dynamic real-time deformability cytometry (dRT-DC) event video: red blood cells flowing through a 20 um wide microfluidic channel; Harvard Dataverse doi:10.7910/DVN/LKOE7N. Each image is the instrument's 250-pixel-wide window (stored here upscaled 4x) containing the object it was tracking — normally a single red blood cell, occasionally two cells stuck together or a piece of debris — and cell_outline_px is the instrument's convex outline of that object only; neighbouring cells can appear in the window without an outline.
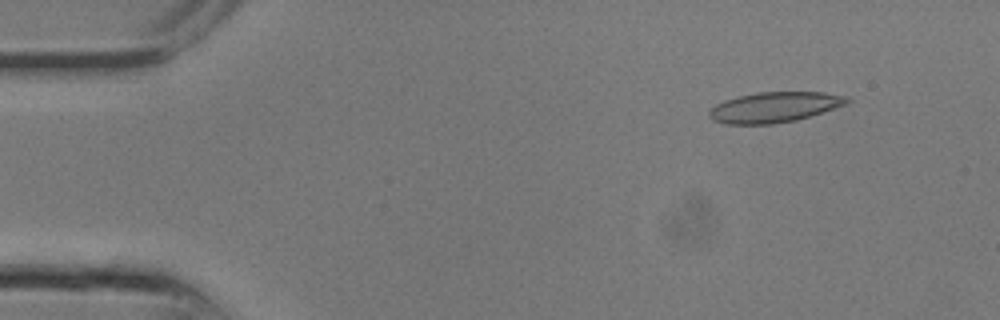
{"species": "common noctule bat (a hibernating species)", "species_latin": "Nyctalus noctula", "temperature_condition": "room temperature", "stored_images_in_passage": 11, "camera_frame_rate_fps": 3000, "um_per_image_px": 0.085, "animal": {"sex": "male", "body_mass_g": 13.3}, "frame": {"image": 1, "passage_image": 3, "time_ms": 0.667, "image_size_px": [1000, 320], "cell_outline_px": [[852, 100], [848, 104], [796, 120], [772, 124], [724, 124], [712, 120], [708, 116], [708, 112], [716, 104], [724, 100], [740, 96], [760, 92], [824, 92], [848, 96]], "centroid_in_image_um": [65.85, 9.11], "position_along_channel_um": 19.2, "area_um2": 24.45}}
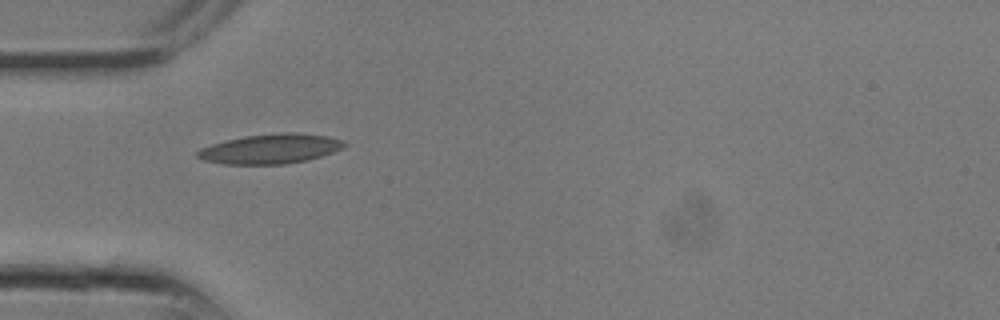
{"frame": {"image": 2, "passage_image": 8, "time_ms": 2.333, "image_size_px": [1000, 320], "cell_outline_px": [[348, 144], [344, 148], [308, 160], [284, 164], [224, 164], [204, 160], [196, 156], [196, 152], [200, 148], [212, 144], [244, 136], [284, 132], [296, 132], [328, 136], [344, 140]], "centroid_in_image_um": [23.02, 12.64], "position_along_channel_um": 62.0, "area_um2": 25.43}}
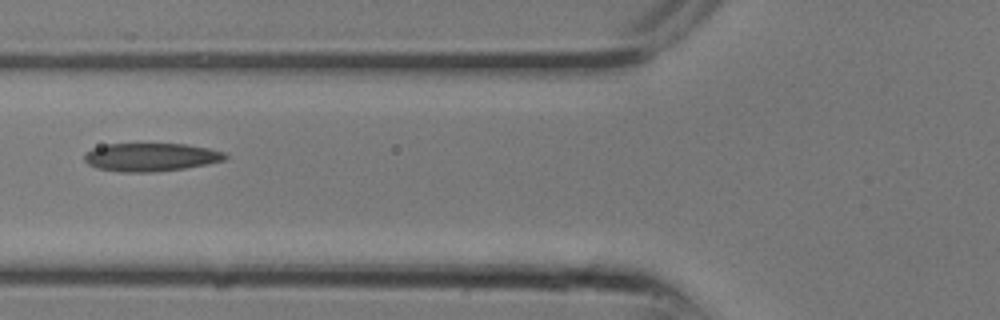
{"frame": {"image": 3, "passage_image": 10, "time_ms": 3.0, "image_size_px": [1000, 320], "cell_outline_px": [[228, 156], [224, 160], [208, 164], [184, 168], [152, 172], [120, 172], [96, 168], [88, 164], [84, 160], [84, 156], [92, 148], [108, 144], [188, 144], [208, 148], [224, 152]], "centroid_in_image_um": [12.82, 13.36], "position_along_channel_um": 113.0, "area_um2": 23.12}}